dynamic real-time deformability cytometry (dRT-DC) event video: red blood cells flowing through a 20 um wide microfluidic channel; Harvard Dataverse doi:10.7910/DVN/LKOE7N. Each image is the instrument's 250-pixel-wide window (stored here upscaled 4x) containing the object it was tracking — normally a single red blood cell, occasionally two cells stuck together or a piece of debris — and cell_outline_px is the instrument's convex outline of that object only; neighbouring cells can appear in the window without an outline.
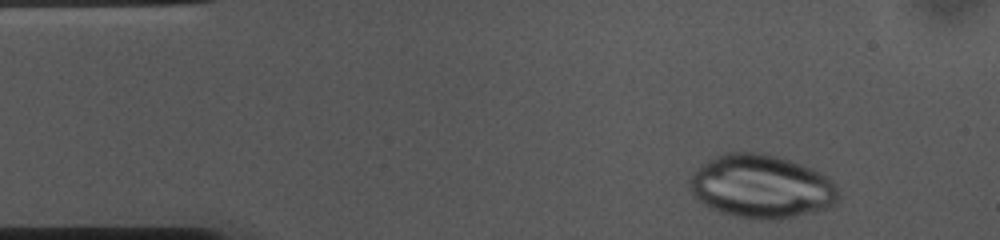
{"species": "common noctule bat (a hibernating species)", "species_latin": "Nyctalus noctula", "temperature_condition": "cold", "stored_images_in_passage": 38, "camera_frame_rate_fps": 3000, "um_per_image_px": 0.085, "animal": {"sex": "female", "body_mass_g": 10.0, "forearm_length_mm": 53.1}, "frame": {"image": 1, "passage_image": 2, "time_ms": 0.333, "image_size_px": [1000, 240], "cell_outline_px": [[840, 196], [836, 204], [828, 208], [816, 212], [772, 220], [752, 220], [720, 212], [704, 204], [692, 196], [688, 184], [688, 180], [696, 168], [700, 164], [712, 156], [724, 152], [760, 152], [776, 156], [812, 168], [820, 172], [832, 180], [836, 184], [840, 192]], "centroid_in_image_um": [64.7, 15.85], "position_along_channel_um": 20.3, "area_um2": 55.83}}
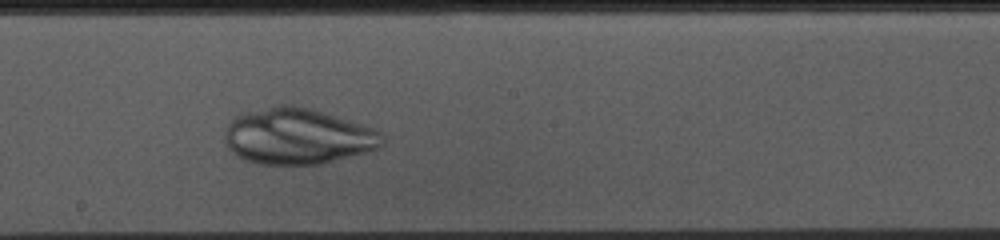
{"frame": {"image": 2, "passage_image": 24, "time_ms": 7.667, "image_size_px": [1000, 240], "cell_outline_px": [[384, 144], [380, 148], [324, 164], [256, 164], [244, 160], [236, 156], [228, 148], [224, 140], [224, 132], [228, 124], [240, 112], [276, 104], [292, 104], [312, 108], [384, 132]], "centroid_in_image_um": [25.28, 11.58], "position_along_channel_um": 222.9, "area_um2": 52.25}}
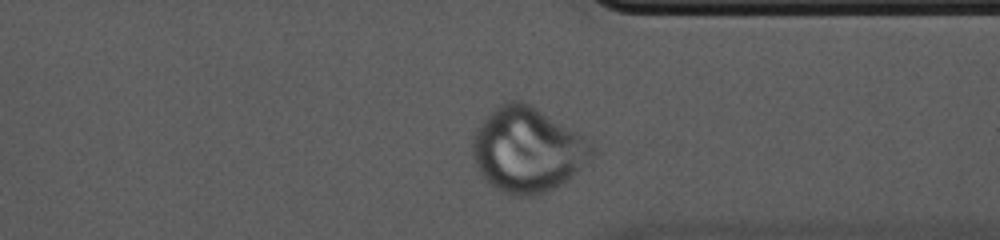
{"frame": {"image": 3, "passage_image": 36, "time_ms": 11.667, "image_size_px": [1000, 240], "cell_outline_px": [[596, 152], [568, 180], [544, 192], [516, 196], [512, 196], [496, 188], [480, 172], [472, 156], [472, 144], [476, 128], [500, 104], [508, 100], [520, 100], [536, 108], [584, 136], [596, 144]], "centroid_in_image_um": [44.86, 12.72], "position_along_channel_um": 366.5, "area_um2": 58.15}}